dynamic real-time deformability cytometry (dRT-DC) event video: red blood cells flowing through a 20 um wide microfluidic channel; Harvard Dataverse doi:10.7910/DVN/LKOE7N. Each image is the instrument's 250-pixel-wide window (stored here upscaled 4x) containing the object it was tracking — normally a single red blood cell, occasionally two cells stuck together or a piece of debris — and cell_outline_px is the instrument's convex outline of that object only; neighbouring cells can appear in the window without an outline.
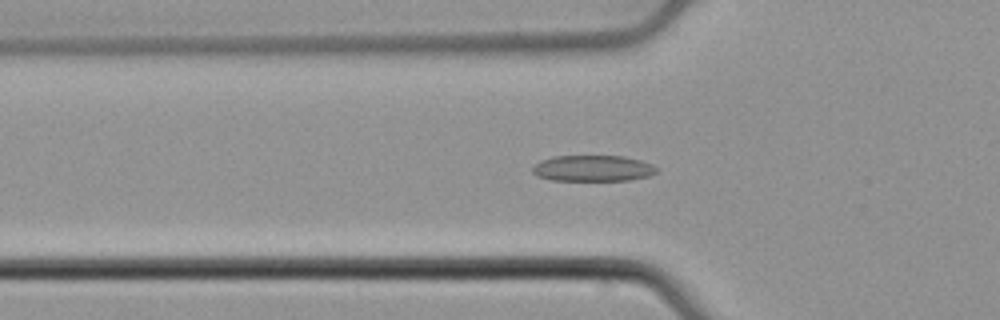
{"species": "common noctule bat (a hibernating species)", "species_latin": "Nyctalus noctula", "temperature_condition": "cold", "stored_images_in_passage": 52, "camera_frame_rate_fps": 3000, "um_per_image_px": 0.085, "animal": {"sex": "male", "body_mass_g": 21.5, "forearm_length_mm": 52.0}, "frame": {"image": 1, "passage_image": 17, "time_ms": 5.333, "image_size_px": [1000, 320], "cell_outline_px": [[656, 172], [648, 176], [628, 180], [552, 180], [536, 176], [532, 172], [532, 168], [540, 160], [552, 156], [624, 156], [640, 160], [652, 164], [656, 168]], "centroid_in_image_um": [50.36, 14.3], "position_along_channel_um": 75.4, "area_um2": 18.79}}
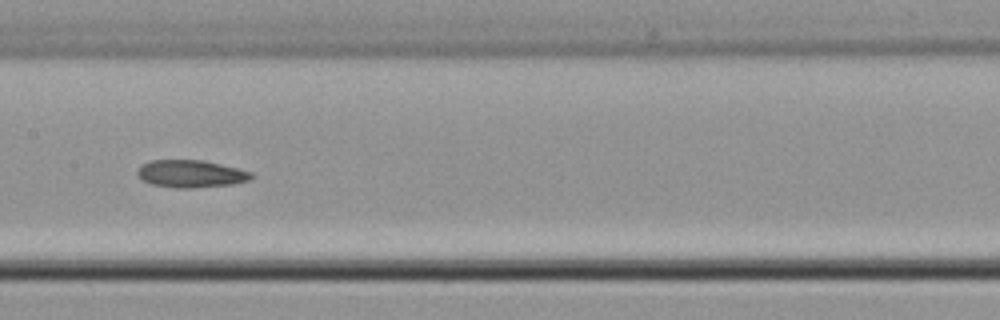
{"frame": {"image": 2, "passage_image": 26, "time_ms": 8.333, "image_size_px": [1000, 320], "cell_outline_px": [[252, 176], [248, 180], [232, 184], [192, 188], [176, 188], [152, 184], [144, 180], [136, 172], [140, 164], [148, 160], [204, 160], [252, 172]], "centroid_in_image_um": [16.18, 14.76], "position_along_channel_um": 191.2, "area_um2": 18.09}}
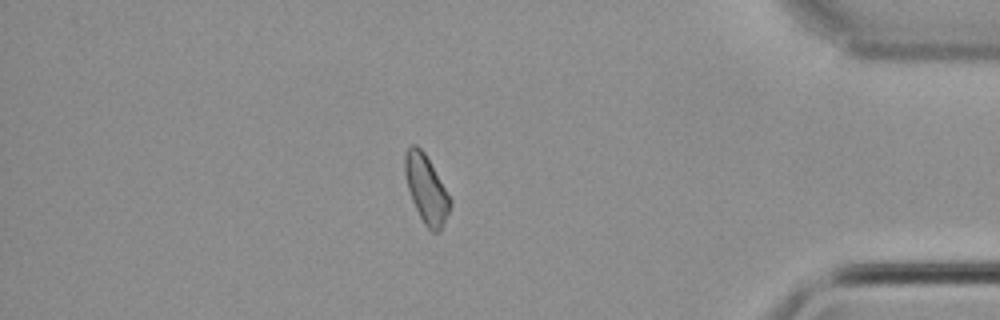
{"frame": {"image": 3, "passage_image": 45, "time_ms": 14.667, "image_size_px": [1000, 320], "cell_outline_px": [[452, 204], [440, 232], [432, 232], [424, 224], [412, 200], [408, 188], [404, 172], [404, 152], [412, 144], [416, 144], [424, 152], [452, 200]], "centroid_in_image_um": [36.23, 16.07], "position_along_channel_um": 399.0, "area_um2": 17.8}}